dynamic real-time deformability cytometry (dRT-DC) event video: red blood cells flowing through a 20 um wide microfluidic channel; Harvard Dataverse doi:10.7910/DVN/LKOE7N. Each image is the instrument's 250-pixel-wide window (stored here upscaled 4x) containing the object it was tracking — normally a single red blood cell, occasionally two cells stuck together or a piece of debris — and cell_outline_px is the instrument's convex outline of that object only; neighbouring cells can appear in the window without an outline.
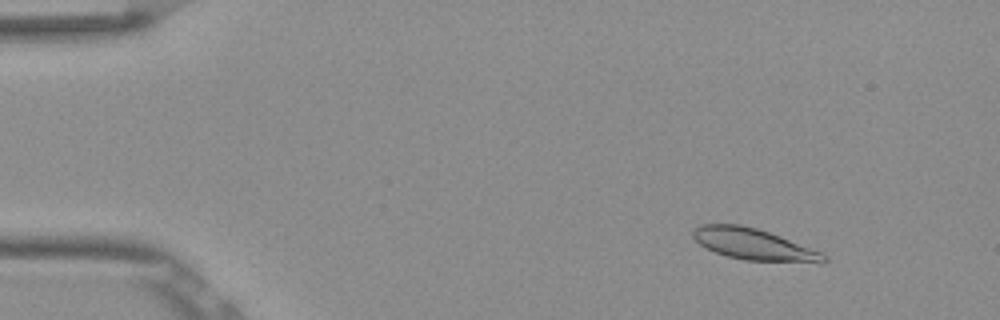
{"species": "Egyptian fruit bat (a non-hibernating species)", "species_latin": "Rousettus aegyptiacus", "temperature_condition": "room temperature", "stored_images_in_passage": 54, "camera_frame_rate_fps": 3000, "um_per_image_px": 0.085, "frame": {"image": 1, "passage_image": 7, "time_ms": 2.0, "image_size_px": [1000, 320], "cell_outline_px": [[828, 260], [820, 264], [744, 260], [728, 256], [716, 252], [700, 244], [692, 236], [692, 228], [704, 224], [740, 224], [756, 228], [780, 236], [820, 252], [828, 256]], "centroid_in_image_um": [64.11, 20.78], "position_along_channel_um": 20.9, "area_um2": 23.99}}
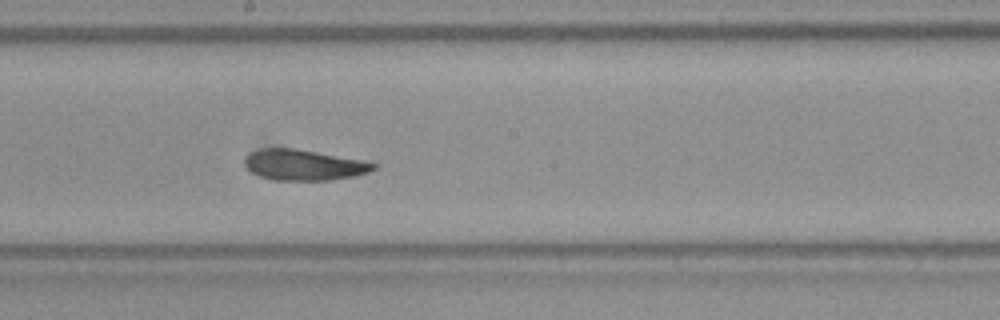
{"frame": {"image": 2, "passage_image": 30, "time_ms": 9.667, "image_size_px": [1000, 320], "cell_outline_px": [[376, 168], [368, 172], [352, 176], [332, 180], [276, 180], [260, 176], [252, 172], [244, 164], [244, 156], [248, 152], [260, 148], [296, 148], [364, 160], [376, 164]], "centroid_in_image_um": [25.79, 14.0], "position_along_channel_um": 222.4, "area_um2": 23.18}}
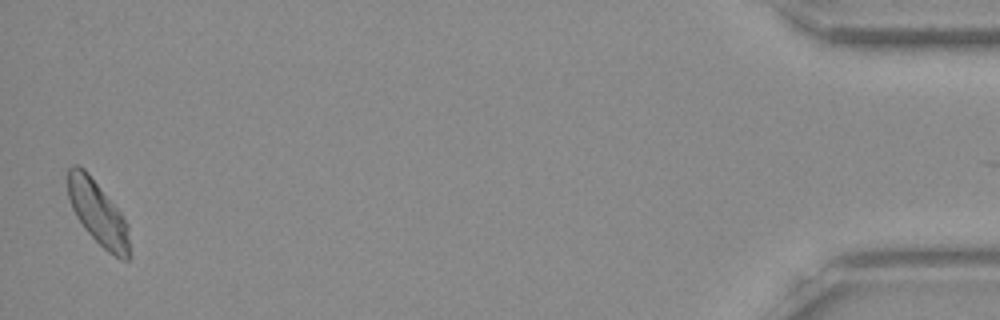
{"frame": {"image": 3, "passage_image": 53, "time_ms": 17.333, "image_size_px": [1000, 320], "cell_outline_px": [[132, 256], [128, 260], [120, 260], [108, 252], [84, 228], [76, 216], [72, 208], [68, 196], [68, 168], [72, 164], [76, 164], [84, 168], [124, 216], [128, 224]], "centroid_in_image_um": [8.37, 18.15], "position_along_channel_um": 426.8, "area_um2": 23.18}, "authors_computed_cell_mechanics": {"area_um2": 23.4668, "velocity_mm_per_s": 3.821, "shape_relaxation_time_tau1_ms": 4.2943, "shape_relaxation_time_tau2_ms": 4.325, "deformation_change_tau1": 0.1318, "deformation_change_tau2": 0.095}}